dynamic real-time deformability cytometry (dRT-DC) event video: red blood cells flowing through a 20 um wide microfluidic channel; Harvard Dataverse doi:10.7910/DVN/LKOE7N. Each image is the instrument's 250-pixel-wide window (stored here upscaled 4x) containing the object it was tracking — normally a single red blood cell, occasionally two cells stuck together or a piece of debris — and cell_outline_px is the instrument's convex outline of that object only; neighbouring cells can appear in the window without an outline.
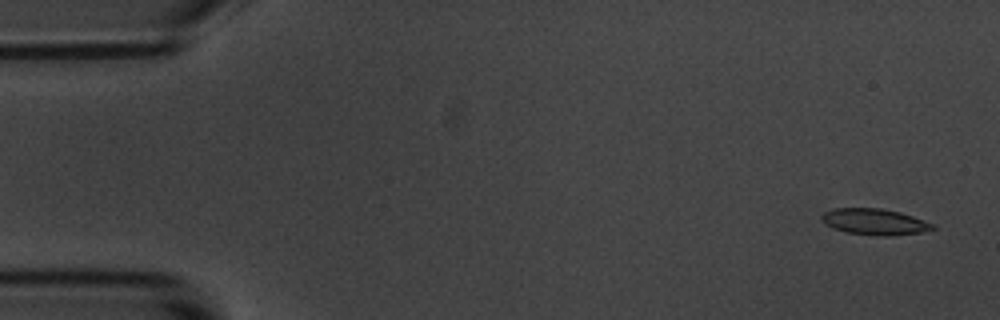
{"species": "common noctule bat (a hibernating species)", "species_latin": "Nyctalus noctula", "temperature_condition": "room temperature", "stored_images_in_passage": 16, "segment_of_instrument_passage": [1, 2], "camera_frame_rate_fps": 3000, "um_per_image_px": 0.085, "animal": {"sex": "male", "body_mass_g": 20.1, "forearm_length_mm": 53.5}, "frame": {"image": 1, "passage_image": 1, "time_ms": 0.0, "image_size_px": [1000, 320], "cell_outline_px": [[936, 228], [920, 232], [888, 236], [880, 236], [844, 232], [820, 220], [820, 216], [824, 212], [836, 208], [880, 208], [900, 212], [912, 216], [932, 224]], "centroid_in_image_um": [74.31, 18.84], "position_along_channel_um": 10.7, "area_um2": 16.65}}
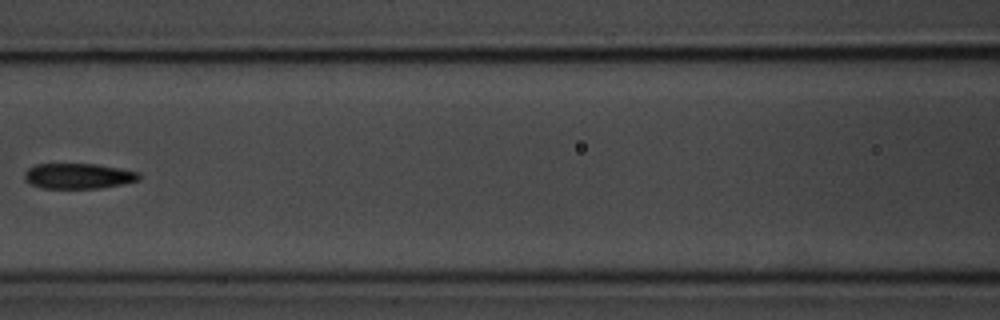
{"frame": {"image": 2, "passage_image": 7, "time_ms": 7.667, "image_size_px": [1000, 320], "cell_outline_px": [[140, 180], [124, 184], [100, 188], [44, 188], [32, 184], [24, 180], [24, 172], [28, 168], [36, 164], [96, 164], [140, 172]], "centroid_in_image_um": [6.67, 14.96], "position_along_channel_um": 159.9, "area_um2": 16.99}}
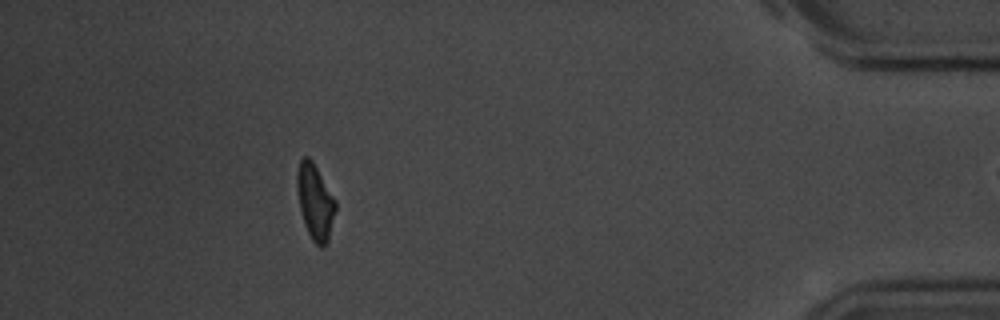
{"frame": {"image": 3, "passage_image": 14, "time_ms": 16.333, "image_size_px": [1000, 320], "cell_outline_px": [[336, 208], [328, 240], [324, 248], [320, 248], [312, 240], [304, 224], [300, 208], [296, 188], [296, 172], [300, 160], [304, 156], [308, 156], [312, 160], [336, 200]], "centroid_in_image_um": [26.77, 17.15], "position_along_channel_um": 408.4, "area_um2": 16.99}}